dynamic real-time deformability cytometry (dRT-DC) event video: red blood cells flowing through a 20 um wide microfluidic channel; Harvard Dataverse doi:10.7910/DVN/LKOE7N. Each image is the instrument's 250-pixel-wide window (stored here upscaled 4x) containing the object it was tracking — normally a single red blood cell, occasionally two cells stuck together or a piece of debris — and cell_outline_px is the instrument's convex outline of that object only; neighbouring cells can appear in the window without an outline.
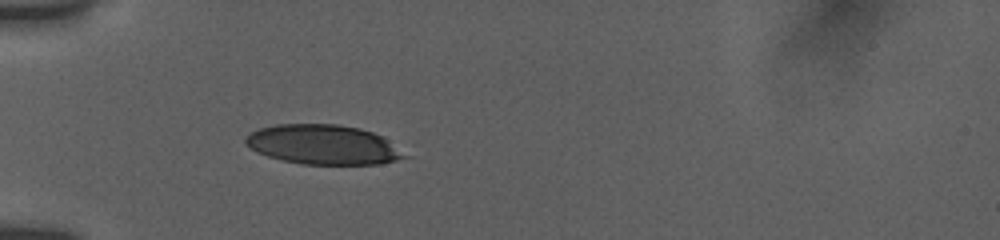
{"species": "human", "species_latin": "Homo sapiens", "temperature_condition": "room temperature", "stored_images_in_passage": 3, "camera_frame_rate_fps": 3000, "um_per_image_px": 0.085, "donor": {"sex": "female"}, "frame": {"image": 1, "passage_image": 1, "time_ms": 0.0, "image_size_px": [1000, 240], "cell_outline_px": [[412, 156], [380, 164], [300, 164], [268, 156], [256, 152], [244, 144], [244, 136], [260, 128], [276, 124], [336, 124], [360, 128], [372, 132], [380, 136]], "centroid_in_image_um": [27.45, 12.29], "position_along_channel_um": 57.5, "area_um2": 36.76}}
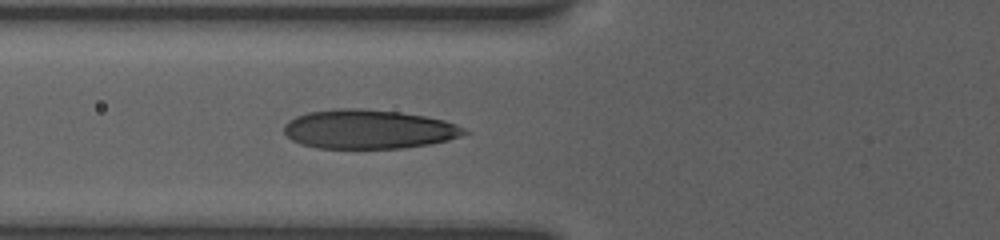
{"frame": {"image": 2, "passage_image": 3, "time_ms": 1.333, "image_size_px": [1000, 240], "cell_outline_px": [[468, 132], [460, 136], [448, 140], [428, 144], [400, 148], [316, 148], [300, 144], [292, 140], [284, 132], [284, 124], [288, 120], [296, 116], [308, 112], [336, 108], [360, 108], [400, 112], [424, 116], [444, 120], [456, 124], [464, 128]], "centroid_in_image_um": [31.29, 10.98], "position_along_channel_um": 94.5, "area_um2": 41.1}}